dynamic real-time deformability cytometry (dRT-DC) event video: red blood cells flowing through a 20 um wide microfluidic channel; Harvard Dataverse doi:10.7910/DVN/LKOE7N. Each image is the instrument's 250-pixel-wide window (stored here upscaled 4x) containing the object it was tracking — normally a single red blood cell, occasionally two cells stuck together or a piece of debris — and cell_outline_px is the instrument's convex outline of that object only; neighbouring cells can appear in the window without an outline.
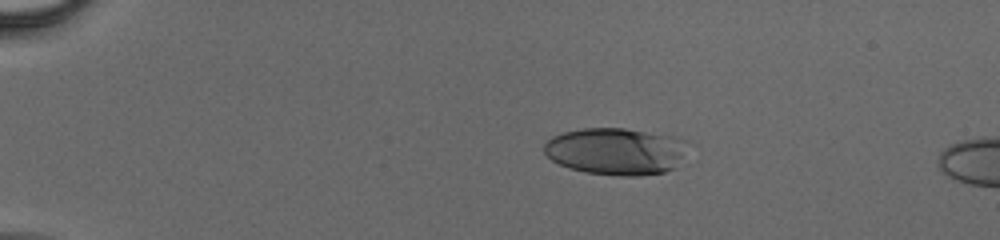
{"species": "human", "species_latin": "Homo sapiens", "temperature_condition": "cold", "stored_images_in_passage": 7, "camera_frame_rate_fps": 3000, "um_per_image_px": 0.085, "donor": {"sex": "male"}, "frame": {"image": 1, "passage_image": 1, "time_ms": 0.0, "image_size_px": [1000, 240], "cell_outline_px": [[688, 144], [672, 168], [664, 172], [640, 176], [616, 176], [584, 172], [568, 168], [552, 160], [544, 152], [544, 144], [552, 136], [564, 132], [580, 128], [624, 128], [688, 140]], "centroid_in_image_um": [52.27, 12.86], "position_along_channel_um": 32.7, "area_um2": 39.02}}